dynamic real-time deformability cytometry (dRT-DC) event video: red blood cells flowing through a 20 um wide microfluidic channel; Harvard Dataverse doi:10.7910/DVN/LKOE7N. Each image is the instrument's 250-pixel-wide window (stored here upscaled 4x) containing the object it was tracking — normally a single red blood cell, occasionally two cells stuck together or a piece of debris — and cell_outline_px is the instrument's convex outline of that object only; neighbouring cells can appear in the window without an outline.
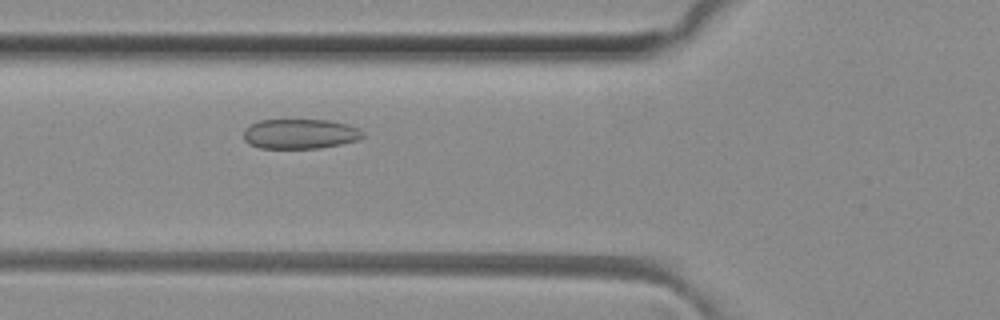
{"species": "common noctule bat (a hibernating species)", "species_latin": "Nyctalus noctula", "temperature_condition": "room temperature", "stored_images_in_passage": 42, "camera_frame_rate_fps": 3000, "um_per_image_px": 0.085, "animal": {"sex": "female", "body_mass_g": 29.2, "forearm_length_mm": 56.3}, "frame": {"image": 1, "passage_image": 10, "time_ms": 3.0, "image_size_px": [1000, 320], "cell_outline_px": [[364, 136], [356, 140], [340, 144], [320, 148], [260, 148], [244, 140], [244, 128], [260, 120], [328, 120], [348, 124], [364, 132]], "centroid_in_image_um": [25.5, 11.37], "position_along_channel_um": 100.3, "area_um2": 20.58}}
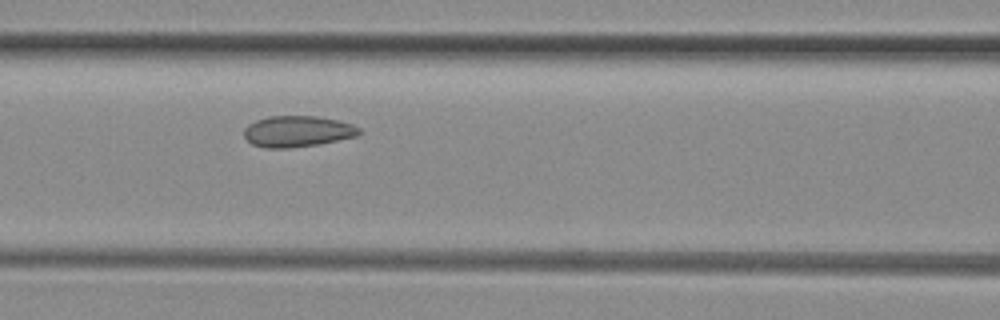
{"frame": {"image": 2, "passage_image": 13, "time_ms": 4.0, "image_size_px": [1000, 320], "cell_outline_px": [[360, 132], [356, 136], [320, 144], [288, 148], [264, 148], [252, 144], [244, 136], [244, 128], [248, 124], [256, 120], [268, 116], [316, 116], [336, 120], [352, 124], [360, 128]], "centroid_in_image_um": [25.25, 11.17], "position_along_channel_um": 141.3, "area_um2": 20.87}}
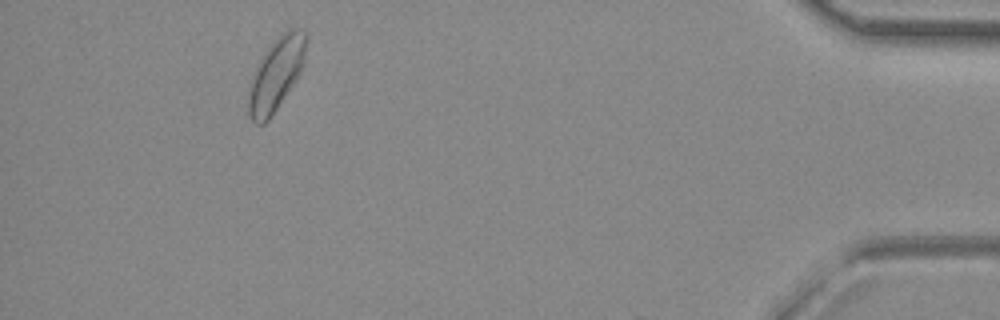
{"frame": {"image": 3, "passage_image": 38, "time_ms": 12.333, "image_size_px": [1000, 320], "cell_outline_px": [[304, 60], [300, 72], [296, 80], [268, 120], [264, 124], [256, 124], [252, 120], [248, 112], [248, 92], [256, 68], [264, 52], [272, 40], [288, 28], [296, 28], [304, 32]], "centroid_in_image_um": [23.44, 6.31], "position_along_channel_um": 411.8, "area_um2": 23.87}}